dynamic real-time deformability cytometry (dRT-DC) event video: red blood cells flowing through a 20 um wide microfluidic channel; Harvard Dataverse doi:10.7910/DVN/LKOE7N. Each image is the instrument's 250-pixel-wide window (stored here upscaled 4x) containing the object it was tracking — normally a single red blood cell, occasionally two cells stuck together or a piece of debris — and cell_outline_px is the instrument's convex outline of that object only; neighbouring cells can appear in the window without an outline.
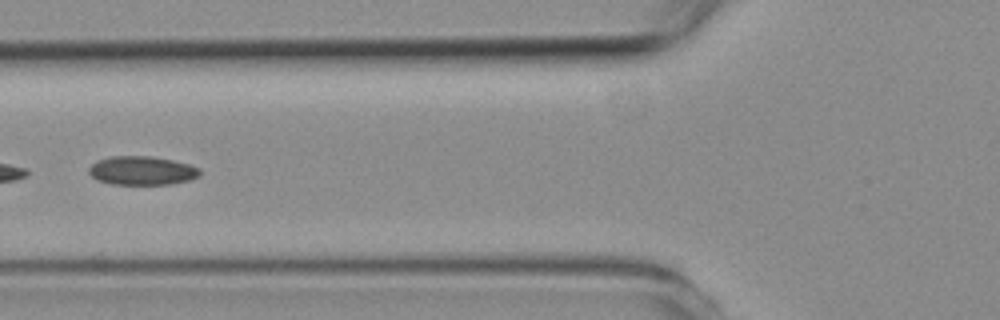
{"species": "common noctule bat (a hibernating species)", "species_latin": "Nyctalus noctula", "temperature_condition": "room temperature", "stored_images_in_passage": 6, "camera_frame_rate_fps": 3000, "um_per_image_px": 0.085, "animal": {"sex": "female", "body_mass_g": 19.3, "forearm_length_mm": 54.1}, "frame": {"image": 1, "passage_image": 5, "time_ms": 4.667, "image_size_px": [1000, 320], "cell_outline_px": [[200, 176], [188, 180], [168, 184], [112, 184], [96, 180], [88, 172], [88, 168], [96, 160], [112, 156], [152, 156], [172, 160], [188, 164], [200, 168]], "centroid_in_image_um": [12.04, 14.49], "position_along_channel_um": 113.8, "area_um2": 18.61}}
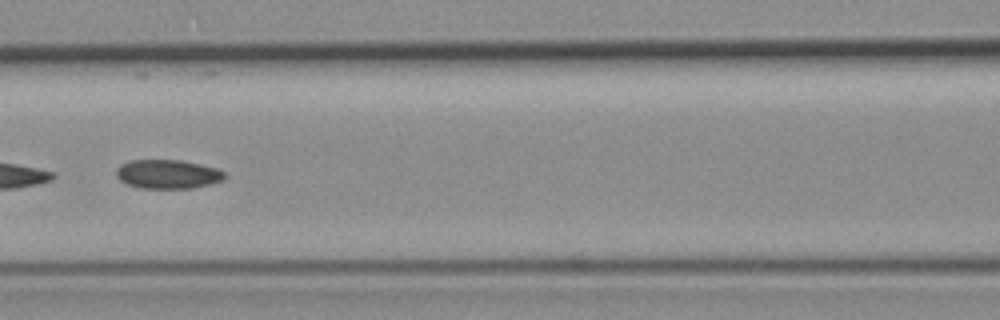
{"frame": {"image": 2, "passage_image": 6, "time_ms": 5.667, "image_size_px": [1000, 320], "cell_outline_px": [[228, 176], [224, 180], [192, 188], [140, 188], [128, 184], [120, 180], [116, 176], [116, 168], [120, 164], [128, 160], [180, 160], [200, 164], [216, 168], [224, 172]], "centroid_in_image_um": [14.25, 14.79], "position_along_channel_um": 152.4, "area_um2": 18.38}}